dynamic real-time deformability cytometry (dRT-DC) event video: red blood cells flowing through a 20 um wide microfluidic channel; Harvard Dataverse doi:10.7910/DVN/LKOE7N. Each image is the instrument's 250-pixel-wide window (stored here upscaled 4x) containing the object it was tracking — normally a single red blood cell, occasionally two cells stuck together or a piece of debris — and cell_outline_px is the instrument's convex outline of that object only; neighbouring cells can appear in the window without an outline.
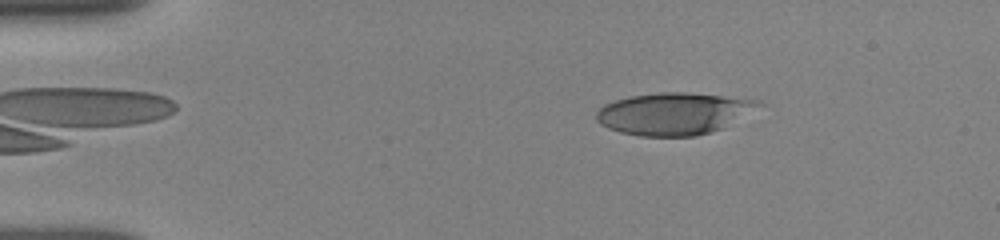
{"species": "human", "species_latin": "Homo sapiens", "temperature_condition": "room temperature", "stored_images_in_passage": 71, "camera_frame_rate_fps": 3000, "um_per_image_px": 0.085, "donor": {"sex": "female"}, "frame": {"image": 1, "passage_image": 1, "time_ms": 0.0, "image_size_px": [1000, 240], "cell_outline_px": [[768, 104], [724, 128], [696, 136], [640, 136], [620, 132], [608, 128], [600, 124], [596, 120], [596, 112], [604, 104], [628, 96], [660, 92], [684, 92], [760, 100]], "centroid_in_image_um": [57.33, 9.65], "position_along_channel_um": 27.7, "area_um2": 40.17}}
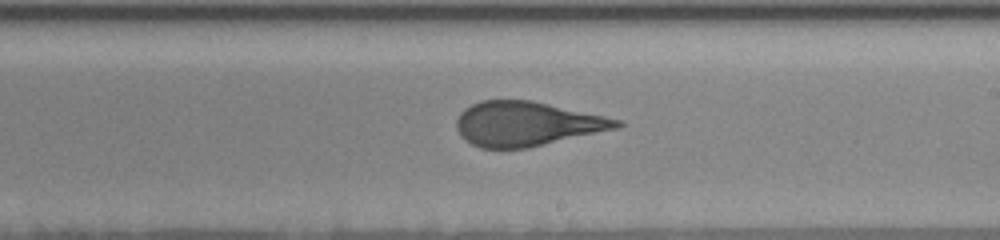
{"frame": {"image": 2, "passage_image": 38, "time_ms": 7.333, "image_size_px": [1000, 240], "cell_outline_px": [[624, 124], [620, 128], [528, 148], [480, 148], [472, 144], [460, 136], [456, 128], [456, 120], [460, 112], [464, 108], [480, 100], [532, 100], [604, 116], [620, 120]], "centroid_in_image_um": [44.76, 10.53], "position_along_channel_um": 244.2, "area_um2": 41.62}}
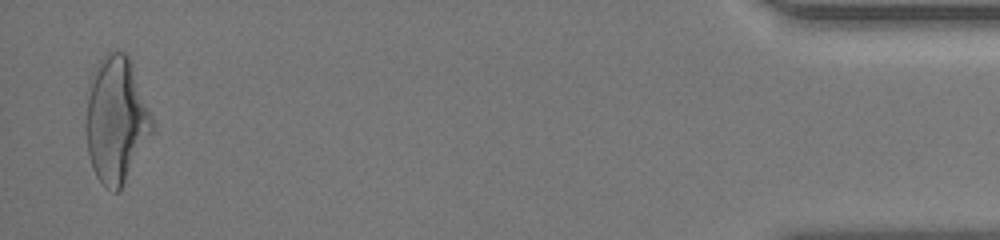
{"frame": {"image": 3, "passage_image": 68, "time_ms": 14.0, "image_size_px": [1000, 240], "cell_outline_px": [[156, 124], [152, 132], [120, 188], [116, 192], [112, 192], [96, 176], [92, 168], [88, 152], [88, 80], [96, 64], [108, 52], [124, 52], [128, 56]], "centroid_in_image_um": [9.89, 10.14], "position_along_channel_um": 425.3, "area_um2": 47.63}, "authors_computed_cell_mechanics": {"area_um2": 42.5986, "velocity_mm_per_s": 3.8867, "shape_relaxation_time_tau1_ms": 4.5274, "shape_relaxation_time_tau2_ms": 0.966, "deformation_change_tau1": 0.1977, "deformation_change_tau2": 0.098}}